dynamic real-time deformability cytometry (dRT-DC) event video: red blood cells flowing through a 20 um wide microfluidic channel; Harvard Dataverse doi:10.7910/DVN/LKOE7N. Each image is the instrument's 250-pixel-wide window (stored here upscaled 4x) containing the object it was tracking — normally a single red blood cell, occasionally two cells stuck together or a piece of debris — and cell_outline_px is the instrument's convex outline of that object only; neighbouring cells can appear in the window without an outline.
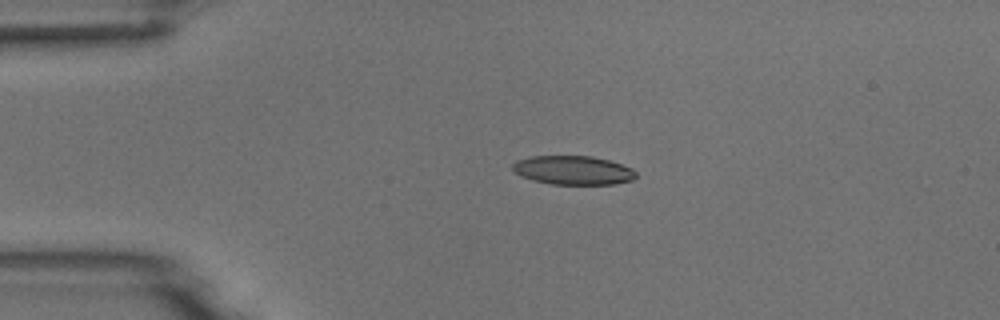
{"species": "common noctule bat (a hibernating species)", "species_latin": "Nyctalus noctula", "temperature_condition": "room temperature", "stored_images_in_passage": 4, "camera_frame_rate_fps": 3000, "um_per_image_px": 0.085, "animal": {"sex": "male", "body_mass_g": 18.8}, "frame": {"image": 1, "passage_image": 3, "time_ms": 2.333, "image_size_px": [1000, 320], "cell_outline_px": [[636, 176], [632, 180], [616, 184], [552, 184], [532, 180], [520, 176], [512, 168], [512, 164], [516, 160], [532, 156], [592, 156], [608, 160], [632, 168], [636, 172]], "centroid_in_image_um": [48.7, 14.47], "position_along_channel_um": 36.3, "area_um2": 20.75}}